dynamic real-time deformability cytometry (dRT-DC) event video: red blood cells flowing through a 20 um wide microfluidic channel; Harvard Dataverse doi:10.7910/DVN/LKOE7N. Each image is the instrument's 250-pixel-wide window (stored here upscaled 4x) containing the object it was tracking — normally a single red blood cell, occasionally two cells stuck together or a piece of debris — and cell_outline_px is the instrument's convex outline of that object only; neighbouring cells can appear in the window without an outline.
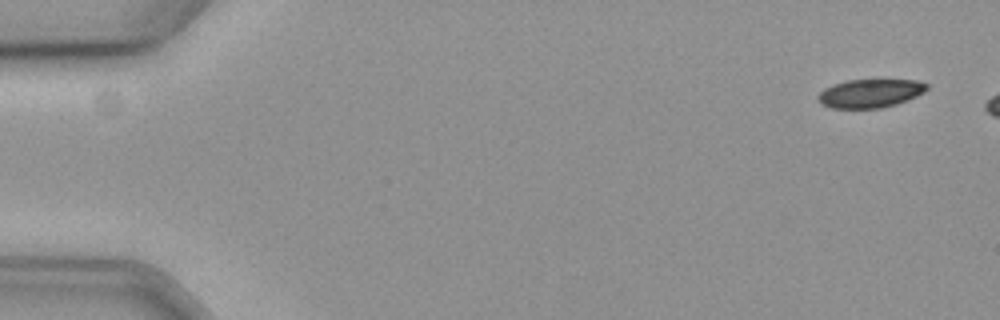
{"species": "common noctule bat (a hibernating species)", "species_latin": "Nyctalus noctula", "temperature_condition": "cold", "stored_images_in_passage": 17, "camera_frame_rate_fps": 3000, "um_per_image_px": 0.085, "animal": {"sex": "female", "body_mass_g": 19.3, "forearm_length_mm": 54.1}, "frame": {"image": 1, "passage_image": 1, "time_ms": 0.0, "image_size_px": [1000, 320], "cell_outline_px": [[928, 88], [924, 92], [916, 96], [896, 104], [880, 108], [832, 108], [820, 104], [816, 96], [824, 88], [832, 84], [848, 80], [916, 80], [928, 84]], "centroid_in_image_um": [73.93, 7.93], "position_along_channel_um": 11.1, "area_um2": 18.09}}